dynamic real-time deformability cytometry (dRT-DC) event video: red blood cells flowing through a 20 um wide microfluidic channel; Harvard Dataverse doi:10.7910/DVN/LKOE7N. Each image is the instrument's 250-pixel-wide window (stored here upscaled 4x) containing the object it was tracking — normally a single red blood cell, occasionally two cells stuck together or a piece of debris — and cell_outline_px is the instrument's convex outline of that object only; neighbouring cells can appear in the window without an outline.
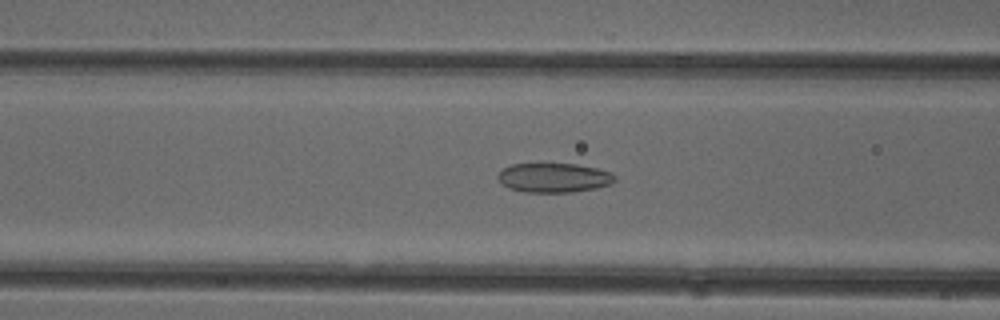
{"species": "common noctule bat (a hibernating species)", "species_latin": "Nyctalus noctula", "temperature_condition": "cold", "stored_images_in_passage": 50, "camera_frame_rate_fps": 3000, "um_per_image_px": 0.085, "animal": {"sex": "female"}, "frame": {"image": 1, "passage_image": 19, "time_ms": 6.0, "image_size_px": [1000, 320], "cell_outline_px": [[616, 180], [612, 184], [596, 188], [572, 192], [524, 192], [508, 188], [496, 176], [504, 168], [512, 164], [576, 164], [596, 168], [612, 172], [616, 176]], "centroid_in_image_um": [47.12, 15.11], "position_along_channel_um": 119.5, "area_um2": 20.0}}
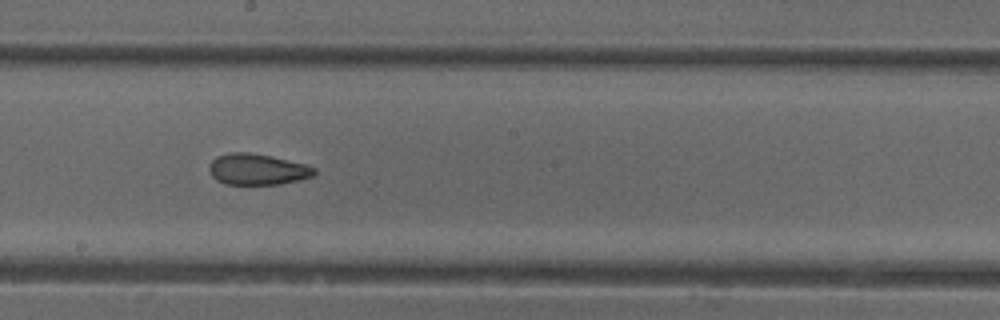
{"frame": {"image": 2, "passage_image": 27, "time_ms": 8.667, "image_size_px": [1000, 320], "cell_outline_px": [[316, 176], [300, 180], [280, 184], [224, 184], [216, 180], [212, 176], [208, 168], [208, 164], [216, 156], [228, 152], [248, 152], [272, 156], [304, 164], [316, 168]], "centroid_in_image_um": [21.87, 14.39], "position_along_channel_um": 226.3, "area_um2": 19.31}}
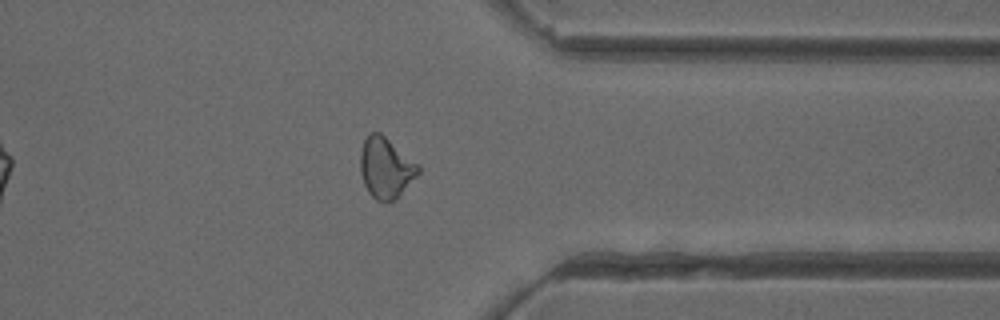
{"frame": {"image": 3, "passage_image": 39, "time_ms": 12.667, "image_size_px": [1000, 320], "cell_outline_px": [[420, 172], [396, 200], [384, 204], [376, 200], [368, 192], [364, 184], [360, 172], [360, 152], [364, 140], [372, 132], [380, 132], [420, 164]], "centroid_in_image_um": [32.81, 14.29], "position_along_channel_um": 378.6, "area_um2": 20.87}, "authors_computed_cell_mechanics": {"area_um2": 20.808, "velocity_mm_per_s": 3.9936, "shape_relaxation_time_tau1_ms": null, "shape_relaxation_time_tau2_ms": 1.9835, "deformation_change_tau1": null, "deformation_change_tau2": 0.0891}}